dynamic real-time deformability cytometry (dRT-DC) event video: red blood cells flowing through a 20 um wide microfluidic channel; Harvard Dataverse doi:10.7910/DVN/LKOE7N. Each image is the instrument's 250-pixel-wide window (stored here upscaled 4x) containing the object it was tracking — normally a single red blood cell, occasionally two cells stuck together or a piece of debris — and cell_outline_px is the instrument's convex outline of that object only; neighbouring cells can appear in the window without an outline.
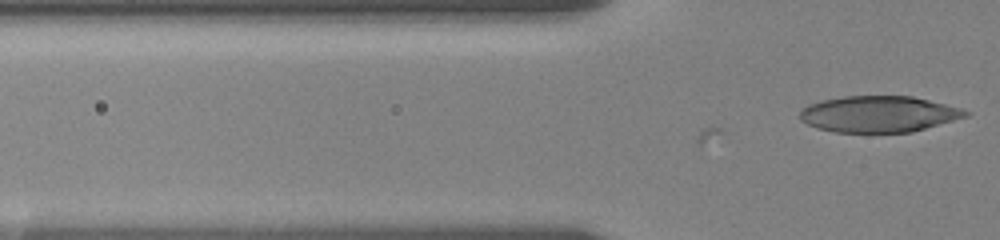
{"species": "human", "species_latin": "Homo sapiens", "temperature_condition": "room temperature", "stored_images_in_passage": 11, "camera_frame_rate_fps": 3000, "um_per_image_px": 0.085, "donor": {"sex": "female"}, "frame": {"image": 1, "passage_image": 11, "time_ms": 5.0, "image_size_px": [1000, 240], "cell_outline_px": [[972, 112], [968, 116], [912, 132], [836, 132], [816, 128], [800, 120], [800, 112], [808, 104], [824, 100], [844, 96], [912, 96], [960, 108]], "centroid_in_image_um": [74.69, 9.7], "position_along_channel_um": 51.1, "area_um2": 34.8}}